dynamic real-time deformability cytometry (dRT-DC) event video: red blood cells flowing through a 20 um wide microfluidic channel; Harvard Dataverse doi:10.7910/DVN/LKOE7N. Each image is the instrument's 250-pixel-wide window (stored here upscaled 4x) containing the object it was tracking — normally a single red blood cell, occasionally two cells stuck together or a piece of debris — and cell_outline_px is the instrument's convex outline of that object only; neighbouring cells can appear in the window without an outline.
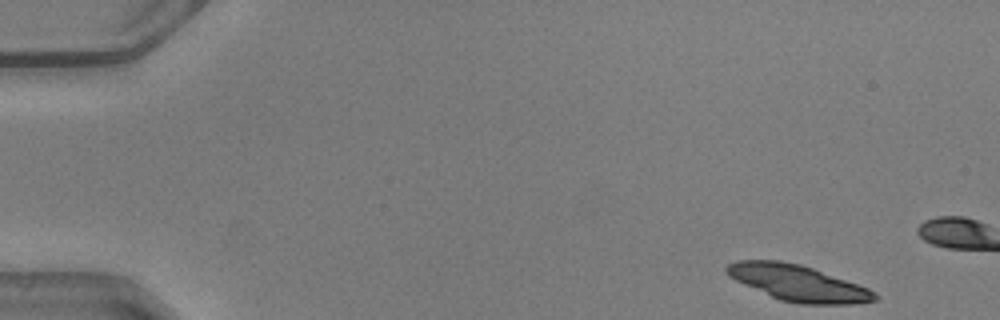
{"species": "common noctule bat (a hibernating species)", "species_latin": "Nyctalus noctula", "temperature_condition": "warm", "stored_images_in_passage": 4, "camera_frame_rate_fps": 3000, "um_per_image_px": 0.085, "animal": {"sex": "male", "body_mass_g": 20.5, "forearm_length_mm": 52.5}, "frame": {"image": 1, "passage_image": 1, "time_ms": 0.0, "image_size_px": [1000, 320], "cell_outline_px": [[880, 296], [876, 300], [856, 304], [800, 304], [780, 300], [744, 284], [728, 276], [724, 272], [724, 268], [728, 264], [736, 260], [780, 260], [800, 264], [812, 268], [868, 288], [876, 292]], "centroid_in_image_um": [67.81, 24.05], "position_along_channel_um": 17.2, "area_um2": 30.98}}